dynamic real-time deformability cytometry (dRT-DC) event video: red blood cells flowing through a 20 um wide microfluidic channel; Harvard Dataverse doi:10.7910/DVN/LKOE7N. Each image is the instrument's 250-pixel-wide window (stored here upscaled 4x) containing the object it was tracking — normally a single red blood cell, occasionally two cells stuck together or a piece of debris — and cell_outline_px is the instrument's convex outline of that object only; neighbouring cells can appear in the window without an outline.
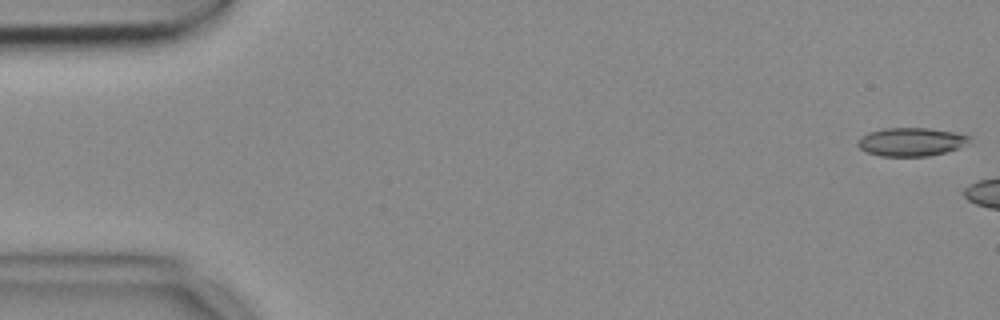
{"species": "common noctule bat (a hibernating species)", "species_latin": "Nyctalus noctula", "temperature_condition": "cold", "stored_images_in_passage": 8, "camera_frame_rate_fps": 3000, "um_per_image_px": 0.085, "animal": {"sex": "female", "body_mass_g": 18.4}, "frame": {"image": 1, "passage_image": 1, "time_ms": 0.0, "image_size_px": [1000, 320], "cell_outline_px": [[972, 144], [944, 152], [928, 156], [880, 156], [864, 152], [856, 144], [868, 132], [884, 128], [928, 128], [952, 132], [972, 136]], "centroid_in_image_um": [77.5, 12.06], "position_along_channel_um": 7.5, "area_um2": 18.61}}